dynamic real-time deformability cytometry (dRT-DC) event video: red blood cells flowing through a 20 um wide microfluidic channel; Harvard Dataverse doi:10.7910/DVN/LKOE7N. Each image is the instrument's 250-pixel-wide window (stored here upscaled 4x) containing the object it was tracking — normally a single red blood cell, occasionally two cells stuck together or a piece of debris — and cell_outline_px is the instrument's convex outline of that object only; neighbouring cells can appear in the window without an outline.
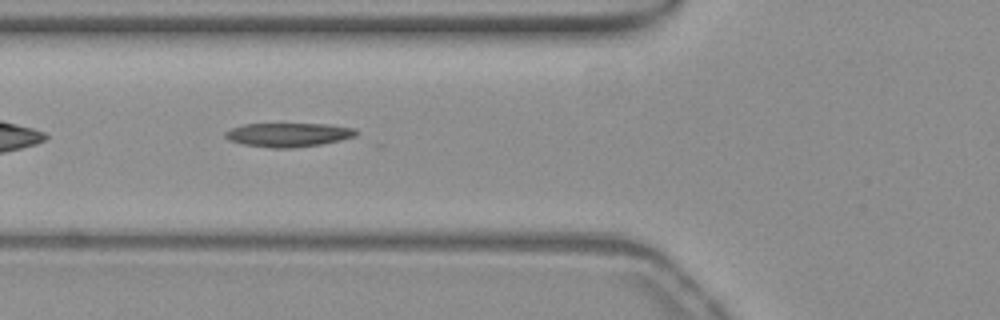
{"species": "common noctule bat (a hibernating species)", "species_latin": "Nyctalus noctula", "temperature_condition": "warm", "stored_images_in_passage": 40, "segment_of_instrument_passage": [1, 2], "camera_frame_rate_fps": 3000, "um_per_image_px": 0.085, "animal": {"sex": "female", "body_mass_g": 19.3, "forearm_length_mm": 54.1}, "frame": {"image": 1, "passage_image": 5, "time_ms": 1.333, "image_size_px": [1000, 320], "cell_outline_px": [[360, 132], [356, 136], [340, 140], [320, 144], [296, 148], [272, 148], [240, 144], [228, 140], [224, 136], [224, 132], [232, 128], [244, 124], [328, 124], [356, 128]], "centroid_in_image_um": [24.52, 11.46], "position_along_channel_um": 101.3, "area_um2": 18.44}}
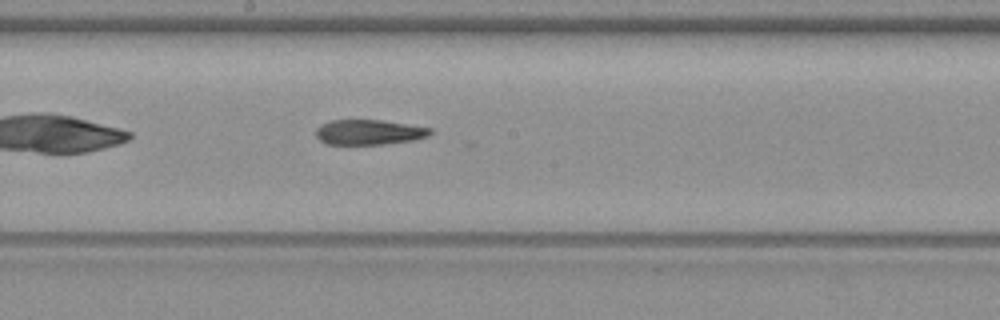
{"frame": {"image": 2, "passage_image": 14, "time_ms": 4.333, "image_size_px": [1000, 320], "cell_outline_px": [[432, 132], [428, 136], [412, 140], [384, 144], [328, 144], [320, 140], [316, 136], [316, 128], [320, 124], [332, 120], [380, 120], [432, 128]], "centroid_in_image_um": [31.34, 11.23], "position_along_channel_um": 216.9, "area_um2": 16.59}}
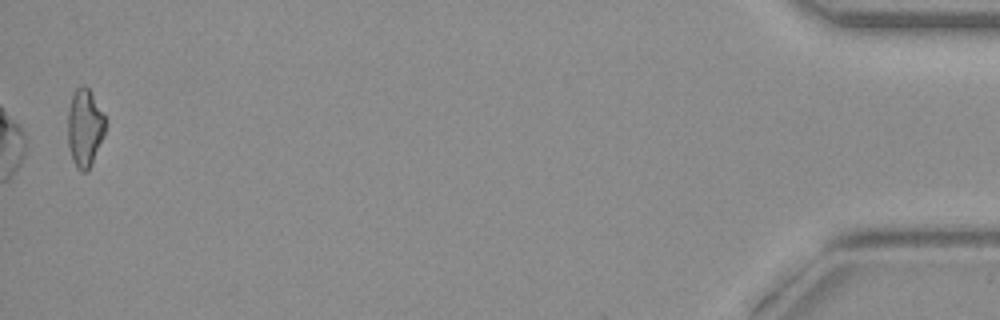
{"frame": {"image": 3, "passage_image": 38, "time_ms": 12.333, "image_size_px": [1000, 320], "cell_outline_px": [[104, 136], [92, 164], [88, 172], [80, 172], [76, 168], [72, 160], [68, 144], [68, 108], [72, 96], [76, 88], [80, 84], [84, 84], [88, 88], [104, 116]], "centroid_in_image_um": [7.18, 10.91], "position_along_channel_um": 428.0, "area_um2": 17.05}}